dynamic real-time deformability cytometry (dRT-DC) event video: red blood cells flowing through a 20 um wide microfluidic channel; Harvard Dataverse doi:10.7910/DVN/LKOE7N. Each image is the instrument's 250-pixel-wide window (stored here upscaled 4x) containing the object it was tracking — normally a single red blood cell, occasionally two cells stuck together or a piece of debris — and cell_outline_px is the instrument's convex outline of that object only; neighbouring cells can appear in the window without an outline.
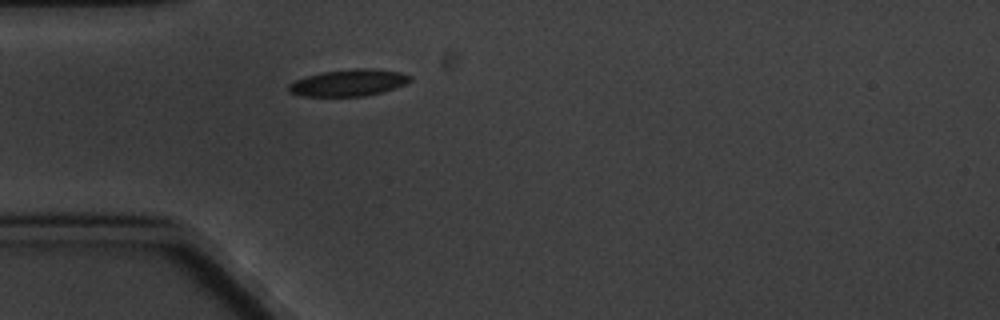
{"species": "common noctule bat (a hibernating species)", "species_latin": "Nyctalus noctula", "temperature_condition": "cold", "stored_images_in_passage": 1, "camera_frame_rate_fps": 3000, "um_per_image_px": 0.085, "animal": {"sex": "male", "body_mass_g": 20.1, "forearm_length_mm": 53.5}, "frame": {"image": 1, "passage_image": 1, "time_ms": 0.0, "image_size_px": [1000, 320], "cell_outline_px": [[412, 80], [396, 88], [384, 92], [364, 96], [300, 96], [288, 92], [288, 84], [296, 80], [320, 72], [352, 68], [376, 68], [400, 72], [412, 76]], "centroid_in_image_um": [29.65, 7.03], "position_along_channel_um": 55.3, "area_um2": 19.19}}